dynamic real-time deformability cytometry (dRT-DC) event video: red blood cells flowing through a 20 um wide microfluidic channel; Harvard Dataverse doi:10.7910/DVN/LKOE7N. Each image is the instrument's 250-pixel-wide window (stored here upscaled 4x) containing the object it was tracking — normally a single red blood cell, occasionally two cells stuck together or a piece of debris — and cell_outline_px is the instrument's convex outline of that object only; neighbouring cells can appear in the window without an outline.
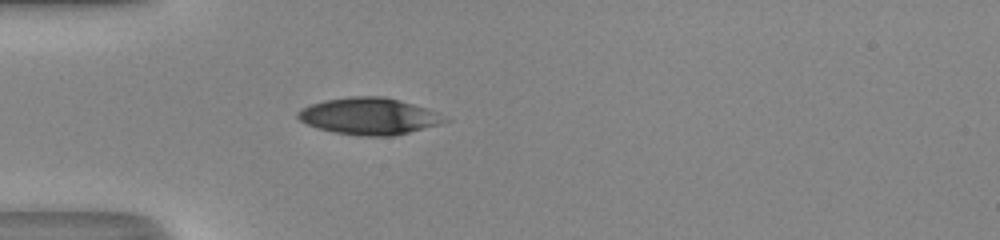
{"species": "human", "species_latin": "Homo sapiens", "temperature_condition": "room temperature", "stored_images_in_passage": 36, "camera_frame_rate_fps": 3000, "um_per_image_px": 0.085, "donor": {"sex": "male"}, "frame": {"image": 1, "passage_image": 1, "time_ms": 0.0, "image_size_px": [1000, 240], "cell_outline_px": [[452, 120], [440, 124], [392, 136], [360, 136], [332, 132], [308, 124], [300, 120], [296, 116], [296, 112], [300, 108], [324, 100], [348, 96], [384, 96], [400, 100], [440, 112]], "centroid_in_image_um": [31.4, 9.87], "position_along_channel_um": 53.6, "area_um2": 31.67}}
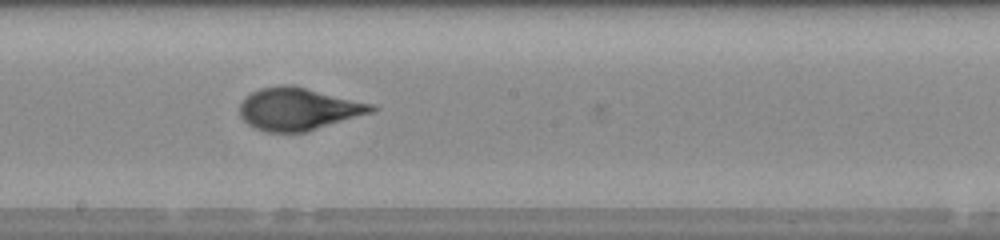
{"frame": {"image": 2, "passage_image": 14, "time_ms": 4.333, "image_size_px": [1000, 240], "cell_outline_px": [[380, 108], [376, 112], [304, 132], [264, 132], [248, 124], [240, 116], [240, 104], [244, 96], [260, 88], [284, 84], [292, 84], [376, 104]], "centroid_in_image_um": [25.42, 9.25], "position_along_channel_um": 222.8, "area_um2": 33.12}}
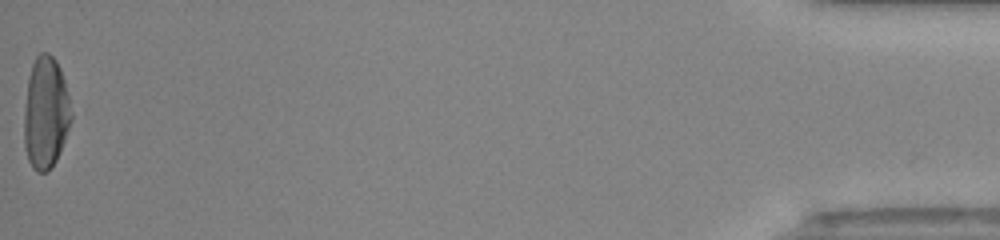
{"frame": {"image": 3, "passage_image": 36, "time_ms": 11.667, "image_size_px": [1000, 240], "cell_outline_px": [[72, 120], [56, 160], [48, 172], [36, 172], [32, 168], [28, 160], [24, 144], [24, 108], [28, 76], [32, 64], [36, 56], [40, 52], [48, 52], [56, 60], [60, 68], [64, 80], [72, 112]], "centroid_in_image_um": [3.87, 9.59], "position_along_channel_um": 431.3, "area_um2": 30.98}, "authors_computed_cell_mechanics": {"area_um2": 32.2524, "velocity_mm_per_s": 4.1776, "shape_relaxation_time_tau1_ms": 6.1899, "shape_relaxation_time_tau2_ms": null, "deformation_change_tau1": 0.2534, "deformation_change_tau2": null}}